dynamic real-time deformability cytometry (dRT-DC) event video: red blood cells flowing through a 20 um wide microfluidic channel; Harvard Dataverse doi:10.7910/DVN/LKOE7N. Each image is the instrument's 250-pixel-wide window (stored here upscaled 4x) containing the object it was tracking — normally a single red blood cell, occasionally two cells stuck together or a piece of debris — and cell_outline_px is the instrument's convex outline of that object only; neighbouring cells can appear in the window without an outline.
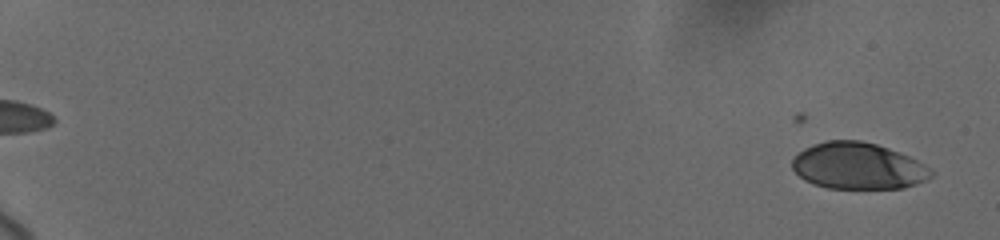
{"species": "human", "species_latin": "Homo sapiens", "temperature_condition": "cold", "stored_images_in_passage": 24, "camera_frame_rate_fps": 3000, "um_per_image_px": 0.085, "donor": {"sex": "female"}, "frame": {"image": 1, "passage_image": 3, "time_ms": 0.667, "image_size_px": [1000, 240], "cell_outline_px": [[932, 176], [928, 180], [904, 188], [828, 188], [812, 184], [804, 180], [792, 168], [792, 160], [804, 148], [812, 144], [828, 140], [860, 140], [876, 144], [888, 148], [908, 156], [924, 164], [932, 172]], "centroid_in_image_um": [72.92, 14.11], "position_along_channel_um": 12.1, "area_um2": 37.57}}
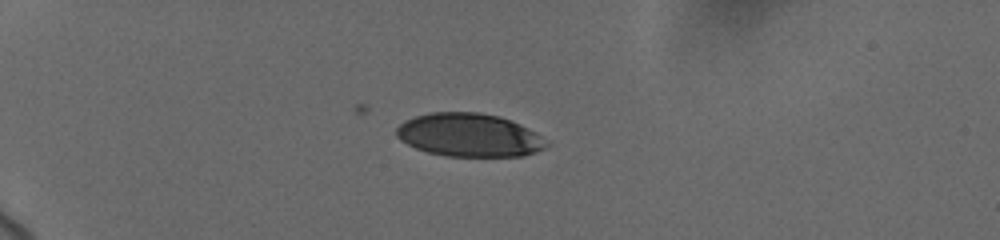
{"frame": {"image": 2, "passage_image": 19, "time_ms": 5.667, "image_size_px": [1000, 240], "cell_outline_px": [[548, 144], [544, 148], [536, 152], [524, 156], [444, 156], [428, 152], [416, 148], [400, 140], [396, 136], [396, 128], [404, 120], [428, 112], [480, 112], [500, 116], [520, 124], [528, 128], [540, 136]], "centroid_in_image_um": [39.85, 11.48], "position_along_channel_um": 45.1, "area_um2": 37.86}}